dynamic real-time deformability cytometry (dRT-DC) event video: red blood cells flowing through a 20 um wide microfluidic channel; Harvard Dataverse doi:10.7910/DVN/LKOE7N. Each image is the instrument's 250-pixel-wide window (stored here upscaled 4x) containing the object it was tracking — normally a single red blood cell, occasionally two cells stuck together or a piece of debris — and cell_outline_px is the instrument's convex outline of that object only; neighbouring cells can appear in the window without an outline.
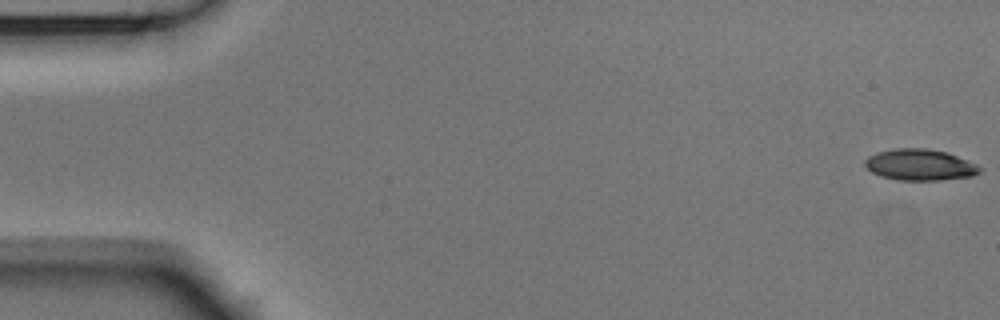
{"species": "Egyptian fruit bat (a non-hibernating species)", "species_latin": "Rousettus aegyptiacus", "temperature_condition": "room temperature", "stored_images_in_passage": 54, "camera_frame_rate_fps": 3000, "um_per_image_px": 0.085, "animal": {"sex": "male"}, "frame": {"image": 1, "passage_image": 1, "time_ms": 0.0, "image_size_px": [1000, 320], "cell_outline_px": [[984, 168], [980, 172], [972, 176], [940, 180], [900, 180], [880, 176], [872, 172], [864, 164], [864, 160], [868, 156], [876, 152], [896, 148], [924, 148], [948, 152], [968, 160]], "centroid_in_image_um": [78.21, 14.0], "position_along_channel_um": 6.8, "area_um2": 21.04}}
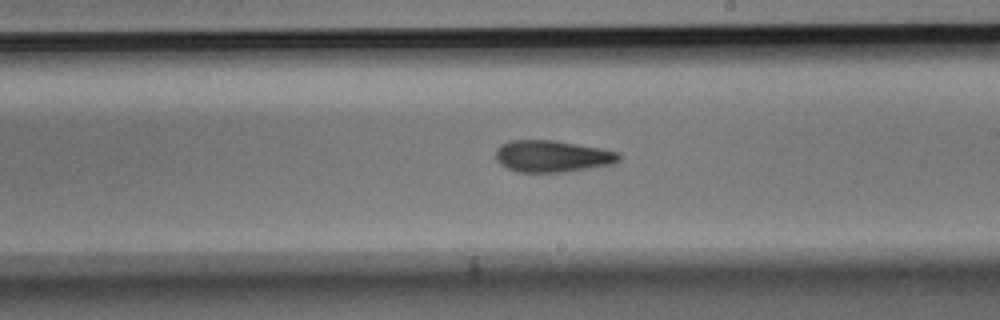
{"frame": {"image": 2, "passage_image": 31, "time_ms": 10.0, "image_size_px": [1000, 320], "cell_outline_px": [[620, 160], [612, 164], [588, 168], [560, 172], [516, 172], [500, 164], [496, 160], [496, 148], [500, 144], [512, 140], [556, 140], [600, 148], [620, 152]], "centroid_in_image_um": [46.92, 13.27], "position_along_channel_um": 242.1, "area_um2": 22.83}}
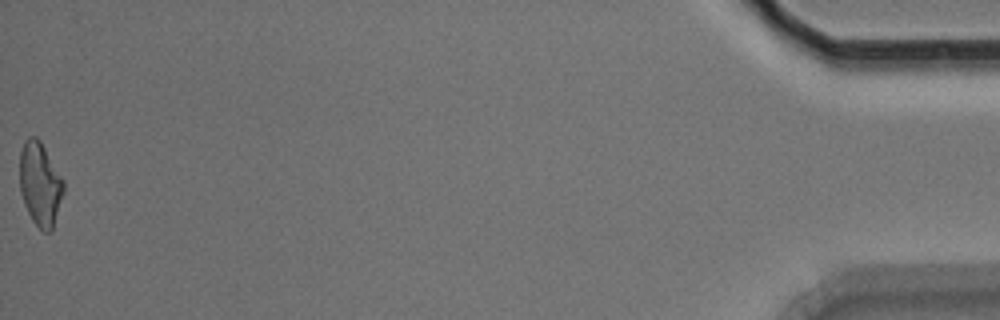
{"frame": {"image": 3, "passage_image": 54, "time_ms": 17.667, "image_size_px": [1000, 320], "cell_outline_px": [[64, 192], [52, 228], [48, 232], [44, 232], [32, 220], [24, 204], [20, 192], [20, 152], [24, 140], [28, 136], [36, 136], [40, 140], [64, 180]], "centroid_in_image_um": [3.4, 15.6], "position_along_channel_um": 431.8, "area_um2": 21.33}, "authors_computed_cell_mechanics": {"area_um2": 22.1952, "velocity_mm_per_s": 3.7696, "shape_relaxation_time_tau1_ms": 3.4903, "shape_relaxation_time_tau2_ms": 3.4438, "deformation_change_tau1": 0.1545, "deformation_change_tau2": 0.1268}}